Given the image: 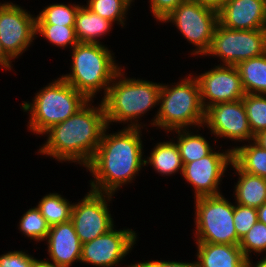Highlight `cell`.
Listing matches in <instances>:
<instances>
[{
	"label": "cell",
	"mask_w": 266,
	"mask_h": 267,
	"mask_svg": "<svg viewBox=\"0 0 266 267\" xmlns=\"http://www.w3.org/2000/svg\"><path fill=\"white\" fill-rule=\"evenodd\" d=\"M90 163L86 166L95 180L91 190L114 194L121 186L129 183L144 167L141 127H125L117 133L105 134ZM118 188V189H117Z\"/></svg>",
	"instance_id": "6da1fadb"
},
{
	"label": "cell",
	"mask_w": 266,
	"mask_h": 267,
	"mask_svg": "<svg viewBox=\"0 0 266 267\" xmlns=\"http://www.w3.org/2000/svg\"><path fill=\"white\" fill-rule=\"evenodd\" d=\"M90 102L44 133L49 135L39 150L41 154L52 156L57 161L78 162L85 167L90 163L107 127L102 102L98 107L90 105Z\"/></svg>",
	"instance_id": "7a4b0ae2"
},
{
	"label": "cell",
	"mask_w": 266,
	"mask_h": 267,
	"mask_svg": "<svg viewBox=\"0 0 266 267\" xmlns=\"http://www.w3.org/2000/svg\"><path fill=\"white\" fill-rule=\"evenodd\" d=\"M123 76L121 69L102 98L106 123L109 126L111 122L128 123L130 121L128 127L138 128L140 124L137 119L159 104L162 84L142 79H128Z\"/></svg>",
	"instance_id": "3957f363"
},
{
	"label": "cell",
	"mask_w": 266,
	"mask_h": 267,
	"mask_svg": "<svg viewBox=\"0 0 266 267\" xmlns=\"http://www.w3.org/2000/svg\"><path fill=\"white\" fill-rule=\"evenodd\" d=\"M112 55L100 43H78L72 49V72L62 78L91 101L101 89L105 96L120 70Z\"/></svg>",
	"instance_id": "277c9868"
},
{
	"label": "cell",
	"mask_w": 266,
	"mask_h": 267,
	"mask_svg": "<svg viewBox=\"0 0 266 267\" xmlns=\"http://www.w3.org/2000/svg\"><path fill=\"white\" fill-rule=\"evenodd\" d=\"M34 102H23L24 112H30L29 130L43 134L77 113L90 100L62 77L35 94Z\"/></svg>",
	"instance_id": "5b68a950"
},
{
	"label": "cell",
	"mask_w": 266,
	"mask_h": 267,
	"mask_svg": "<svg viewBox=\"0 0 266 267\" xmlns=\"http://www.w3.org/2000/svg\"><path fill=\"white\" fill-rule=\"evenodd\" d=\"M189 74L173 87L162 84L159 104L151 125L170 132L187 129L189 126H203L205 109L201 102L200 89L195 77Z\"/></svg>",
	"instance_id": "8992f818"
},
{
	"label": "cell",
	"mask_w": 266,
	"mask_h": 267,
	"mask_svg": "<svg viewBox=\"0 0 266 267\" xmlns=\"http://www.w3.org/2000/svg\"><path fill=\"white\" fill-rule=\"evenodd\" d=\"M195 204L196 243L240 244L231 202L220 194L196 198Z\"/></svg>",
	"instance_id": "52a82bcc"
},
{
	"label": "cell",
	"mask_w": 266,
	"mask_h": 267,
	"mask_svg": "<svg viewBox=\"0 0 266 267\" xmlns=\"http://www.w3.org/2000/svg\"><path fill=\"white\" fill-rule=\"evenodd\" d=\"M266 52V29L235 30L217 24L205 55L220 57L222 65L236 66Z\"/></svg>",
	"instance_id": "ba28073f"
},
{
	"label": "cell",
	"mask_w": 266,
	"mask_h": 267,
	"mask_svg": "<svg viewBox=\"0 0 266 267\" xmlns=\"http://www.w3.org/2000/svg\"><path fill=\"white\" fill-rule=\"evenodd\" d=\"M172 22L190 43L196 46L192 54L203 56L212 44L218 21V12L198 3L185 0L162 22Z\"/></svg>",
	"instance_id": "9c48e42d"
},
{
	"label": "cell",
	"mask_w": 266,
	"mask_h": 267,
	"mask_svg": "<svg viewBox=\"0 0 266 267\" xmlns=\"http://www.w3.org/2000/svg\"><path fill=\"white\" fill-rule=\"evenodd\" d=\"M113 194L90 190L78 204L72 206L71 221L82 244L107 233L113 228L108 201ZM106 198V199H105Z\"/></svg>",
	"instance_id": "30bf717a"
},
{
	"label": "cell",
	"mask_w": 266,
	"mask_h": 267,
	"mask_svg": "<svg viewBox=\"0 0 266 267\" xmlns=\"http://www.w3.org/2000/svg\"><path fill=\"white\" fill-rule=\"evenodd\" d=\"M13 3H0V42L5 53L18 58L36 36V17Z\"/></svg>",
	"instance_id": "8fae6325"
},
{
	"label": "cell",
	"mask_w": 266,
	"mask_h": 267,
	"mask_svg": "<svg viewBox=\"0 0 266 267\" xmlns=\"http://www.w3.org/2000/svg\"><path fill=\"white\" fill-rule=\"evenodd\" d=\"M137 235L132 229L114 230L82 244L80 262L98 267L117 265L135 245Z\"/></svg>",
	"instance_id": "7c38bea8"
},
{
	"label": "cell",
	"mask_w": 266,
	"mask_h": 267,
	"mask_svg": "<svg viewBox=\"0 0 266 267\" xmlns=\"http://www.w3.org/2000/svg\"><path fill=\"white\" fill-rule=\"evenodd\" d=\"M195 78L204 109L218 103L238 101L245 96L236 66L218 65Z\"/></svg>",
	"instance_id": "4fadbf2b"
},
{
	"label": "cell",
	"mask_w": 266,
	"mask_h": 267,
	"mask_svg": "<svg viewBox=\"0 0 266 267\" xmlns=\"http://www.w3.org/2000/svg\"><path fill=\"white\" fill-rule=\"evenodd\" d=\"M231 162L232 151L228 149L225 153L214 150L206 157L183 165L182 175L194 187L195 199L220 195L218 185Z\"/></svg>",
	"instance_id": "5bb4252c"
},
{
	"label": "cell",
	"mask_w": 266,
	"mask_h": 267,
	"mask_svg": "<svg viewBox=\"0 0 266 267\" xmlns=\"http://www.w3.org/2000/svg\"><path fill=\"white\" fill-rule=\"evenodd\" d=\"M204 124L216 137L254 141L243 100L218 103L205 109Z\"/></svg>",
	"instance_id": "9a60e30c"
},
{
	"label": "cell",
	"mask_w": 266,
	"mask_h": 267,
	"mask_svg": "<svg viewBox=\"0 0 266 267\" xmlns=\"http://www.w3.org/2000/svg\"><path fill=\"white\" fill-rule=\"evenodd\" d=\"M218 21L228 29H266V0H226Z\"/></svg>",
	"instance_id": "2e32d148"
},
{
	"label": "cell",
	"mask_w": 266,
	"mask_h": 267,
	"mask_svg": "<svg viewBox=\"0 0 266 267\" xmlns=\"http://www.w3.org/2000/svg\"><path fill=\"white\" fill-rule=\"evenodd\" d=\"M46 240L49 257L58 267H70L80 261L82 243L71 220L51 226Z\"/></svg>",
	"instance_id": "e0dca14e"
},
{
	"label": "cell",
	"mask_w": 266,
	"mask_h": 267,
	"mask_svg": "<svg viewBox=\"0 0 266 267\" xmlns=\"http://www.w3.org/2000/svg\"><path fill=\"white\" fill-rule=\"evenodd\" d=\"M198 267H246L239 245L196 243Z\"/></svg>",
	"instance_id": "ac0fdd59"
},
{
	"label": "cell",
	"mask_w": 266,
	"mask_h": 267,
	"mask_svg": "<svg viewBox=\"0 0 266 267\" xmlns=\"http://www.w3.org/2000/svg\"><path fill=\"white\" fill-rule=\"evenodd\" d=\"M231 166L240 176L235 185L237 204L254 208L262 206L266 202V179L241 171L233 162Z\"/></svg>",
	"instance_id": "d6986e66"
},
{
	"label": "cell",
	"mask_w": 266,
	"mask_h": 267,
	"mask_svg": "<svg viewBox=\"0 0 266 267\" xmlns=\"http://www.w3.org/2000/svg\"><path fill=\"white\" fill-rule=\"evenodd\" d=\"M112 26L111 21L92 12L88 7L79 6L74 26L78 43H100L97 37L108 33Z\"/></svg>",
	"instance_id": "ffe728a7"
},
{
	"label": "cell",
	"mask_w": 266,
	"mask_h": 267,
	"mask_svg": "<svg viewBox=\"0 0 266 267\" xmlns=\"http://www.w3.org/2000/svg\"><path fill=\"white\" fill-rule=\"evenodd\" d=\"M245 94L266 95V52L236 65Z\"/></svg>",
	"instance_id": "44dd1931"
},
{
	"label": "cell",
	"mask_w": 266,
	"mask_h": 267,
	"mask_svg": "<svg viewBox=\"0 0 266 267\" xmlns=\"http://www.w3.org/2000/svg\"><path fill=\"white\" fill-rule=\"evenodd\" d=\"M150 154L144 164H150L159 174L167 176L179 170L183 173V163L175 141L157 143Z\"/></svg>",
	"instance_id": "7402d4cb"
},
{
	"label": "cell",
	"mask_w": 266,
	"mask_h": 267,
	"mask_svg": "<svg viewBox=\"0 0 266 267\" xmlns=\"http://www.w3.org/2000/svg\"><path fill=\"white\" fill-rule=\"evenodd\" d=\"M232 162L243 172L266 179V150L255 141L249 145L231 149Z\"/></svg>",
	"instance_id": "603a6c76"
},
{
	"label": "cell",
	"mask_w": 266,
	"mask_h": 267,
	"mask_svg": "<svg viewBox=\"0 0 266 267\" xmlns=\"http://www.w3.org/2000/svg\"><path fill=\"white\" fill-rule=\"evenodd\" d=\"M177 132V146L179 148L180 156L183 165L200 158L206 157L214 149L210 146L209 142L200 134H192L186 129L174 130Z\"/></svg>",
	"instance_id": "cb8c5ba5"
},
{
	"label": "cell",
	"mask_w": 266,
	"mask_h": 267,
	"mask_svg": "<svg viewBox=\"0 0 266 267\" xmlns=\"http://www.w3.org/2000/svg\"><path fill=\"white\" fill-rule=\"evenodd\" d=\"M73 204L58 193H50L44 196L37 206L40 213L51 227L56 224L65 223L71 220Z\"/></svg>",
	"instance_id": "d4e9b609"
},
{
	"label": "cell",
	"mask_w": 266,
	"mask_h": 267,
	"mask_svg": "<svg viewBox=\"0 0 266 267\" xmlns=\"http://www.w3.org/2000/svg\"><path fill=\"white\" fill-rule=\"evenodd\" d=\"M242 100L253 135L266 130V95L245 94Z\"/></svg>",
	"instance_id": "484cf974"
},
{
	"label": "cell",
	"mask_w": 266,
	"mask_h": 267,
	"mask_svg": "<svg viewBox=\"0 0 266 267\" xmlns=\"http://www.w3.org/2000/svg\"><path fill=\"white\" fill-rule=\"evenodd\" d=\"M133 0H88L86 7L112 23L118 21L123 27L125 15Z\"/></svg>",
	"instance_id": "4316f807"
},
{
	"label": "cell",
	"mask_w": 266,
	"mask_h": 267,
	"mask_svg": "<svg viewBox=\"0 0 266 267\" xmlns=\"http://www.w3.org/2000/svg\"><path fill=\"white\" fill-rule=\"evenodd\" d=\"M80 5L51 4L36 17V24L75 26V16Z\"/></svg>",
	"instance_id": "83f0119b"
},
{
	"label": "cell",
	"mask_w": 266,
	"mask_h": 267,
	"mask_svg": "<svg viewBox=\"0 0 266 267\" xmlns=\"http://www.w3.org/2000/svg\"><path fill=\"white\" fill-rule=\"evenodd\" d=\"M20 220L19 229L28 238L35 239L37 242L47 238L50 226L37 206L30 208Z\"/></svg>",
	"instance_id": "f1b7e54d"
},
{
	"label": "cell",
	"mask_w": 266,
	"mask_h": 267,
	"mask_svg": "<svg viewBox=\"0 0 266 267\" xmlns=\"http://www.w3.org/2000/svg\"><path fill=\"white\" fill-rule=\"evenodd\" d=\"M35 33L44 36L50 43L57 47L64 48L71 45V48H73L78 44L74 26L36 24Z\"/></svg>",
	"instance_id": "f546056e"
},
{
	"label": "cell",
	"mask_w": 266,
	"mask_h": 267,
	"mask_svg": "<svg viewBox=\"0 0 266 267\" xmlns=\"http://www.w3.org/2000/svg\"><path fill=\"white\" fill-rule=\"evenodd\" d=\"M239 247L243 255L249 258L252 251L263 253L266 251V224L257 221L254 226L240 240Z\"/></svg>",
	"instance_id": "4dcf8cb0"
},
{
	"label": "cell",
	"mask_w": 266,
	"mask_h": 267,
	"mask_svg": "<svg viewBox=\"0 0 266 267\" xmlns=\"http://www.w3.org/2000/svg\"><path fill=\"white\" fill-rule=\"evenodd\" d=\"M233 220L238 239L241 240L258 221L257 208L234 205Z\"/></svg>",
	"instance_id": "1f68e13d"
},
{
	"label": "cell",
	"mask_w": 266,
	"mask_h": 267,
	"mask_svg": "<svg viewBox=\"0 0 266 267\" xmlns=\"http://www.w3.org/2000/svg\"><path fill=\"white\" fill-rule=\"evenodd\" d=\"M34 259L23 251H9L0 256V267H31Z\"/></svg>",
	"instance_id": "d6a6232c"
},
{
	"label": "cell",
	"mask_w": 266,
	"mask_h": 267,
	"mask_svg": "<svg viewBox=\"0 0 266 267\" xmlns=\"http://www.w3.org/2000/svg\"><path fill=\"white\" fill-rule=\"evenodd\" d=\"M185 0H150L153 16L158 21L165 19L179 4Z\"/></svg>",
	"instance_id": "836d02e7"
},
{
	"label": "cell",
	"mask_w": 266,
	"mask_h": 267,
	"mask_svg": "<svg viewBox=\"0 0 266 267\" xmlns=\"http://www.w3.org/2000/svg\"><path fill=\"white\" fill-rule=\"evenodd\" d=\"M137 267H198L197 262L193 263H184V262H175V261H146L137 263Z\"/></svg>",
	"instance_id": "e575fe53"
},
{
	"label": "cell",
	"mask_w": 266,
	"mask_h": 267,
	"mask_svg": "<svg viewBox=\"0 0 266 267\" xmlns=\"http://www.w3.org/2000/svg\"><path fill=\"white\" fill-rule=\"evenodd\" d=\"M188 1L198 3L202 6L211 8L218 12L223 7L226 0H188Z\"/></svg>",
	"instance_id": "d590c367"
},
{
	"label": "cell",
	"mask_w": 266,
	"mask_h": 267,
	"mask_svg": "<svg viewBox=\"0 0 266 267\" xmlns=\"http://www.w3.org/2000/svg\"><path fill=\"white\" fill-rule=\"evenodd\" d=\"M11 58L5 53L0 42V66L11 70Z\"/></svg>",
	"instance_id": "8d00e7d4"
},
{
	"label": "cell",
	"mask_w": 266,
	"mask_h": 267,
	"mask_svg": "<svg viewBox=\"0 0 266 267\" xmlns=\"http://www.w3.org/2000/svg\"><path fill=\"white\" fill-rule=\"evenodd\" d=\"M254 141L266 150V130L259 132L255 135Z\"/></svg>",
	"instance_id": "74e56055"
},
{
	"label": "cell",
	"mask_w": 266,
	"mask_h": 267,
	"mask_svg": "<svg viewBox=\"0 0 266 267\" xmlns=\"http://www.w3.org/2000/svg\"><path fill=\"white\" fill-rule=\"evenodd\" d=\"M31 267H58V266L55 265L54 263H51L50 261L38 260L35 258Z\"/></svg>",
	"instance_id": "f35d334b"
},
{
	"label": "cell",
	"mask_w": 266,
	"mask_h": 267,
	"mask_svg": "<svg viewBox=\"0 0 266 267\" xmlns=\"http://www.w3.org/2000/svg\"><path fill=\"white\" fill-rule=\"evenodd\" d=\"M257 213H258V221L266 224V202L257 208Z\"/></svg>",
	"instance_id": "ab89813d"
},
{
	"label": "cell",
	"mask_w": 266,
	"mask_h": 267,
	"mask_svg": "<svg viewBox=\"0 0 266 267\" xmlns=\"http://www.w3.org/2000/svg\"><path fill=\"white\" fill-rule=\"evenodd\" d=\"M250 261H251L250 258H247L246 267H266V256L260 261H257V263L254 264V266L252 264L253 262H250Z\"/></svg>",
	"instance_id": "60d3db41"
},
{
	"label": "cell",
	"mask_w": 266,
	"mask_h": 267,
	"mask_svg": "<svg viewBox=\"0 0 266 267\" xmlns=\"http://www.w3.org/2000/svg\"><path fill=\"white\" fill-rule=\"evenodd\" d=\"M128 267H137V264H131V265H129Z\"/></svg>",
	"instance_id": "b9f144b4"
}]
</instances>
